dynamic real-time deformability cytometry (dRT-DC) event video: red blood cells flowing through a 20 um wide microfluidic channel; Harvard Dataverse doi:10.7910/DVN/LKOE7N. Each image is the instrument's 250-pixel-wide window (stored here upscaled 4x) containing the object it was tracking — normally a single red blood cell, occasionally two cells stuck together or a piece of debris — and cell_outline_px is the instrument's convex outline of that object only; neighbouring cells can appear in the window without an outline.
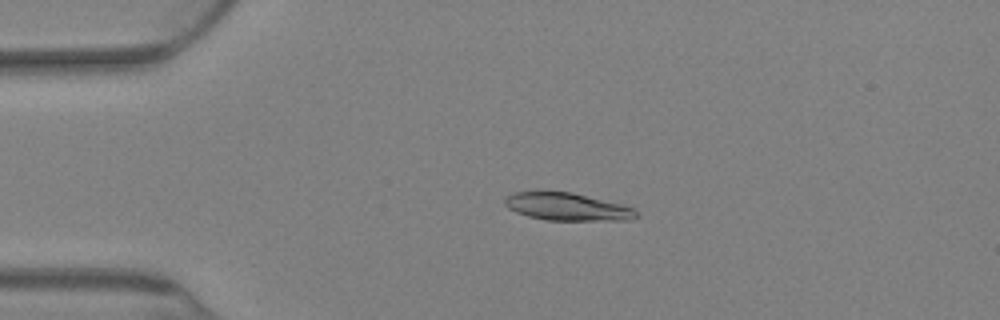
{"species": "Egyptian fruit bat (a non-hibernating species)", "species_latin": "Rousettus aegyptiacus", "temperature_condition": "warm", "stored_images_in_passage": 78, "camera_frame_rate_fps": 3000, "um_per_image_px": 0.085, "animal": {"sex": "female"}, "frame": {"image": 1, "passage_image": 18, "time_ms": 5.667, "image_size_px": [1000, 320], "cell_outline_px": [[636, 216], [632, 220], [544, 220], [528, 216], [516, 212], [508, 208], [504, 204], [504, 200], [512, 192], [572, 192], [620, 204], [632, 208], [636, 212]], "centroid_in_image_um": [48.17, 17.58], "position_along_channel_um": 36.8, "area_um2": 20.87}}
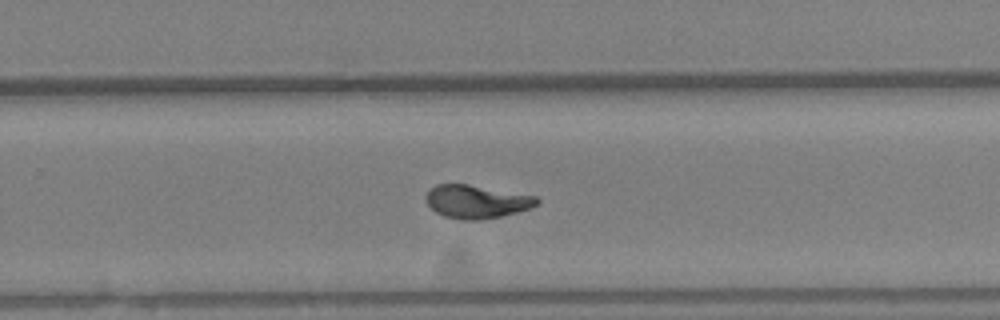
{"frame": {"image": 2, "passage_image": 51, "time_ms": 16.667, "image_size_px": [1000, 320], "cell_outline_px": [[540, 200], [532, 208], [500, 216], [480, 220], [464, 220], [444, 216], [436, 212], [424, 200], [424, 196], [436, 184], [468, 184], [536, 196]], "centroid_in_image_um": [40.49, 17.13], "position_along_channel_um": 289.3, "area_um2": 21.39}}
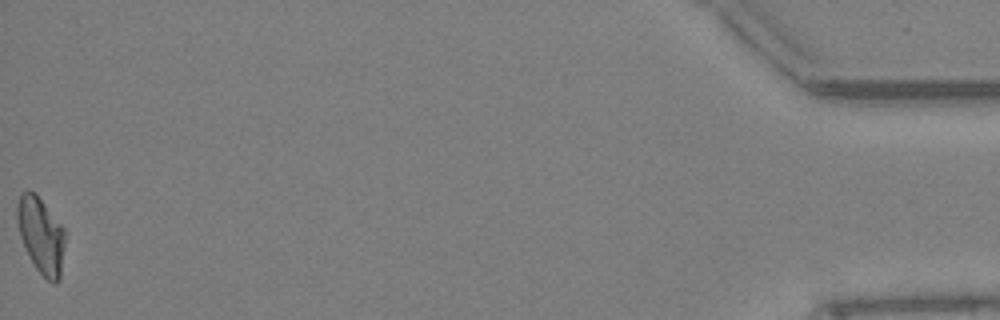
{"frame": {"image": 3, "passage_image": 78, "time_ms": 25.667, "image_size_px": [1000, 320], "cell_outline_px": [[64, 248], [60, 280], [56, 284], [52, 284], [36, 268], [28, 256], [20, 236], [16, 220], [16, 204], [20, 192], [36, 192], [64, 228]], "centroid_in_image_um": [3.47, 19.99], "position_along_channel_um": 431.7, "area_um2": 21.44}, "authors_computed_cell_mechanics": {"area_um2": 21.386, "velocity_mm_per_s": 2.6619, "shape_relaxation_time_tau1_ms": 6.7564, "shape_relaxation_time_tau2_ms": 1.4593, "deformation_change_tau1": 0.2156, "deformation_change_tau2": 0.0694}}